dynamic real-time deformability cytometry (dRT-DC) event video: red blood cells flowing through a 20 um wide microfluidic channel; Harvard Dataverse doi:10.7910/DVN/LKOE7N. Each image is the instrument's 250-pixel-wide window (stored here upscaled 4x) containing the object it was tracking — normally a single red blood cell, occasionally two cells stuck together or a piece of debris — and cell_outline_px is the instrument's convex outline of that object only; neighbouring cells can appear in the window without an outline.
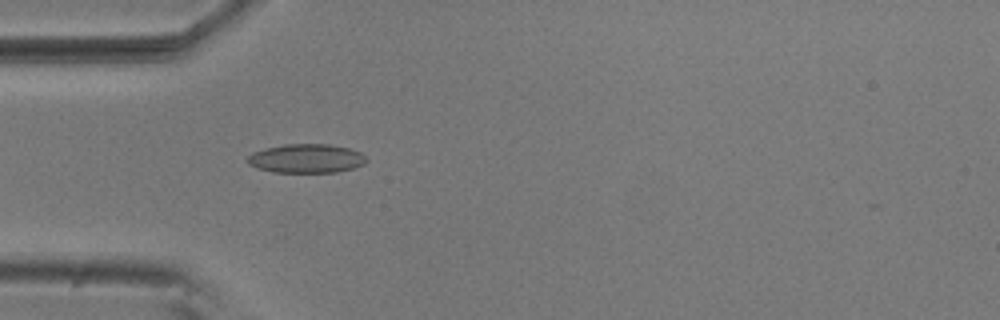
{"species": "common noctule bat (a hibernating species)", "species_latin": "Nyctalus noctula", "temperature_condition": "room temperature", "stored_images_in_passage": 1, "camera_frame_rate_fps": 3000, "um_per_image_px": 0.085, "animal": {"sex": "male", "body_mass_g": 20.5, "forearm_length_mm": 52.5}, "frame": {"image": 1, "passage_image": 1, "time_ms": 0.0, "image_size_px": [1000, 320], "cell_outline_px": [[368, 160], [364, 164], [352, 168], [336, 172], [272, 172], [256, 168], [248, 164], [248, 156], [252, 152], [284, 144], [328, 144], [352, 148], [360, 152]], "centroid_in_image_um": [26.05, 13.47], "position_along_channel_um": 59.0, "area_um2": 20.06}}